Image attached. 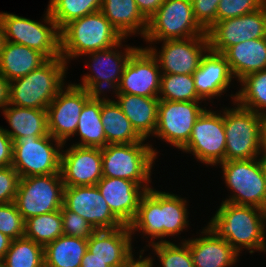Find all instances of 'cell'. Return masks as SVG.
Listing matches in <instances>:
<instances>
[{
	"label": "cell",
	"instance_id": "6da1fadb",
	"mask_svg": "<svg viewBox=\"0 0 266 267\" xmlns=\"http://www.w3.org/2000/svg\"><path fill=\"white\" fill-rule=\"evenodd\" d=\"M156 189L151 187L142 195L137 215L129 225L133 239L140 234L143 242L148 240L138 252L154 243L171 242L191 227L187 197Z\"/></svg>",
	"mask_w": 266,
	"mask_h": 267
},
{
	"label": "cell",
	"instance_id": "7a4b0ae2",
	"mask_svg": "<svg viewBox=\"0 0 266 267\" xmlns=\"http://www.w3.org/2000/svg\"><path fill=\"white\" fill-rule=\"evenodd\" d=\"M206 224L240 255L266 252V210L222 201ZM245 250V252H243Z\"/></svg>",
	"mask_w": 266,
	"mask_h": 267
},
{
	"label": "cell",
	"instance_id": "3957f363",
	"mask_svg": "<svg viewBox=\"0 0 266 267\" xmlns=\"http://www.w3.org/2000/svg\"><path fill=\"white\" fill-rule=\"evenodd\" d=\"M68 67L62 57L48 59L38 69L9 82V104L47 110L56 95L68 84Z\"/></svg>",
	"mask_w": 266,
	"mask_h": 267
},
{
	"label": "cell",
	"instance_id": "277c9868",
	"mask_svg": "<svg viewBox=\"0 0 266 267\" xmlns=\"http://www.w3.org/2000/svg\"><path fill=\"white\" fill-rule=\"evenodd\" d=\"M61 57L69 65L83 55L120 43L124 37L101 11L70 21L60 30Z\"/></svg>",
	"mask_w": 266,
	"mask_h": 267
},
{
	"label": "cell",
	"instance_id": "5b68a950",
	"mask_svg": "<svg viewBox=\"0 0 266 267\" xmlns=\"http://www.w3.org/2000/svg\"><path fill=\"white\" fill-rule=\"evenodd\" d=\"M101 153L103 177L127 179L141 185L146 191L153 187L150 185L153 184L151 177L160 151L149 140L108 144L101 148Z\"/></svg>",
	"mask_w": 266,
	"mask_h": 267
},
{
	"label": "cell",
	"instance_id": "8992f818",
	"mask_svg": "<svg viewBox=\"0 0 266 267\" xmlns=\"http://www.w3.org/2000/svg\"><path fill=\"white\" fill-rule=\"evenodd\" d=\"M44 12L42 23L14 13L0 12L5 41L37 50L47 59L61 57L60 29L48 8Z\"/></svg>",
	"mask_w": 266,
	"mask_h": 267
},
{
	"label": "cell",
	"instance_id": "52a82bcc",
	"mask_svg": "<svg viewBox=\"0 0 266 267\" xmlns=\"http://www.w3.org/2000/svg\"><path fill=\"white\" fill-rule=\"evenodd\" d=\"M223 107L226 135L225 161L259 158L261 149V115L240 106Z\"/></svg>",
	"mask_w": 266,
	"mask_h": 267
},
{
	"label": "cell",
	"instance_id": "ba28073f",
	"mask_svg": "<svg viewBox=\"0 0 266 267\" xmlns=\"http://www.w3.org/2000/svg\"><path fill=\"white\" fill-rule=\"evenodd\" d=\"M127 39L124 38L120 43L110 48L83 55L85 67L90 71L84 73L83 76L81 75V83L74 84L86 89L93 95L114 93L120 83L129 57L139 47L124 43Z\"/></svg>",
	"mask_w": 266,
	"mask_h": 267
},
{
	"label": "cell",
	"instance_id": "9c48e42d",
	"mask_svg": "<svg viewBox=\"0 0 266 267\" xmlns=\"http://www.w3.org/2000/svg\"><path fill=\"white\" fill-rule=\"evenodd\" d=\"M218 166L230 191L222 201L266 210V184L259 158L224 161Z\"/></svg>",
	"mask_w": 266,
	"mask_h": 267
},
{
	"label": "cell",
	"instance_id": "30bf717a",
	"mask_svg": "<svg viewBox=\"0 0 266 267\" xmlns=\"http://www.w3.org/2000/svg\"><path fill=\"white\" fill-rule=\"evenodd\" d=\"M62 147L50 134L18 137L13 142L11 166L20 178L60 173Z\"/></svg>",
	"mask_w": 266,
	"mask_h": 267
},
{
	"label": "cell",
	"instance_id": "8fae6325",
	"mask_svg": "<svg viewBox=\"0 0 266 267\" xmlns=\"http://www.w3.org/2000/svg\"><path fill=\"white\" fill-rule=\"evenodd\" d=\"M221 110L206 107L194 123L188 143L180 150L206 167L225 161L226 135ZM217 110V111H216Z\"/></svg>",
	"mask_w": 266,
	"mask_h": 267
},
{
	"label": "cell",
	"instance_id": "7c38bea8",
	"mask_svg": "<svg viewBox=\"0 0 266 267\" xmlns=\"http://www.w3.org/2000/svg\"><path fill=\"white\" fill-rule=\"evenodd\" d=\"M205 34L195 19L191 0H165L148 19L143 41L187 39Z\"/></svg>",
	"mask_w": 266,
	"mask_h": 267
},
{
	"label": "cell",
	"instance_id": "4fadbf2b",
	"mask_svg": "<svg viewBox=\"0 0 266 267\" xmlns=\"http://www.w3.org/2000/svg\"><path fill=\"white\" fill-rule=\"evenodd\" d=\"M65 185L61 173L20 178L14 203L24 220L61 210Z\"/></svg>",
	"mask_w": 266,
	"mask_h": 267
},
{
	"label": "cell",
	"instance_id": "5bb4252c",
	"mask_svg": "<svg viewBox=\"0 0 266 267\" xmlns=\"http://www.w3.org/2000/svg\"><path fill=\"white\" fill-rule=\"evenodd\" d=\"M203 102L160 100L153 137L181 150L189 141L195 121L208 106Z\"/></svg>",
	"mask_w": 266,
	"mask_h": 267
},
{
	"label": "cell",
	"instance_id": "9a60e30c",
	"mask_svg": "<svg viewBox=\"0 0 266 267\" xmlns=\"http://www.w3.org/2000/svg\"><path fill=\"white\" fill-rule=\"evenodd\" d=\"M144 42L148 45L144 47L156 58L162 74L193 75L210 49L207 34L187 39ZM157 43L162 44L160 48L156 47Z\"/></svg>",
	"mask_w": 266,
	"mask_h": 267
},
{
	"label": "cell",
	"instance_id": "2e32d148",
	"mask_svg": "<svg viewBox=\"0 0 266 267\" xmlns=\"http://www.w3.org/2000/svg\"><path fill=\"white\" fill-rule=\"evenodd\" d=\"M92 96L70 81L47 107L49 134L63 144L68 143L75 134L82 108Z\"/></svg>",
	"mask_w": 266,
	"mask_h": 267
},
{
	"label": "cell",
	"instance_id": "e0dca14e",
	"mask_svg": "<svg viewBox=\"0 0 266 267\" xmlns=\"http://www.w3.org/2000/svg\"><path fill=\"white\" fill-rule=\"evenodd\" d=\"M207 35L210 50L221 54L245 40L266 37V3L252 13L217 21Z\"/></svg>",
	"mask_w": 266,
	"mask_h": 267
},
{
	"label": "cell",
	"instance_id": "ac0fdd59",
	"mask_svg": "<svg viewBox=\"0 0 266 267\" xmlns=\"http://www.w3.org/2000/svg\"><path fill=\"white\" fill-rule=\"evenodd\" d=\"M162 72L150 51L139 46L129 57L114 93L158 97Z\"/></svg>",
	"mask_w": 266,
	"mask_h": 267
},
{
	"label": "cell",
	"instance_id": "d6986e66",
	"mask_svg": "<svg viewBox=\"0 0 266 267\" xmlns=\"http://www.w3.org/2000/svg\"><path fill=\"white\" fill-rule=\"evenodd\" d=\"M63 205L96 230H113L124 225L112 213L96 185L65 187Z\"/></svg>",
	"mask_w": 266,
	"mask_h": 267
},
{
	"label": "cell",
	"instance_id": "ffe728a7",
	"mask_svg": "<svg viewBox=\"0 0 266 267\" xmlns=\"http://www.w3.org/2000/svg\"><path fill=\"white\" fill-rule=\"evenodd\" d=\"M193 79L197 94L204 101V104L207 101V105L214 103L217 106L213 99L216 98L220 101L225 93L232 102L236 99L237 91L231 92V95L227 94L231 86L234 89L233 84L236 80L227 59L221 53L209 49L202 57L199 68L193 73Z\"/></svg>",
	"mask_w": 266,
	"mask_h": 267
},
{
	"label": "cell",
	"instance_id": "44dd1931",
	"mask_svg": "<svg viewBox=\"0 0 266 267\" xmlns=\"http://www.w3.org/2000/svg\"><path fill=\"white\" fill-rule=\"evenodd\" d=\"M60 173L65 187L96 185L103 177L101 148L64 143Z\"/></svg>",
	"mask_w": 266,
	"mask_h": 267
},
{
	"label": "cell",
	"instance_id": "7402d4cb",
	"mask_svg": "<svg viewBox=\"0 0 266 267\" xmlns=\"http://www.w3.org/2000/svg\"><path fill=\"white\" fill-rule=\"evenodd\" d=\"M134 241L127 225L113 230H96L87 239V250L110 267H125L140 254L133 248Z\"/></svg>",
	"mask_w": 266,
	"mask_h": 267
},
{
	"label": "cell",
	"instance_id": "603a6c76",
	"mask_svg": "<svg viewBox=\"0 0 266 267\" xmlns=\"http://www.w3.org/2000/svg\"><path fill=\"white\" fill-rule=\"evenodd\" d=\"M198 231L196 232L197 237L184 238L182 236V238L180 236L178 238V241L185 242L189 246L194 267H234L238 265L236 263L241 261L240 256L242 255H239L225 239L219 238L207 226Z\"/></svg>",
	"mask_w": 266,
	"mask_h": 267
},
{
	"label": "cell",
	"instance_id": "cb8c5ba5",
	"mask_svg": "<svg viewBox=\"0 0 266 267\" xmlns=\"http://www.w3.org/2000/svg\"><path fill=\"white\" fill-rule=\"evenodd\" d=\"M112 213L129 226L135 219L140 199L146 190L133 181L102 177L96 184Z\"/></svg>",
	"mask_w": 266,
	"mask_h": 267
},
{
	"label": "cell",
	"instance_id": "d4e9b609",
	"mask_svg": "<svg viewBox=\"0 0 266 267\" xmlns=\"http://www.w3.org/2000/svg\"><path fill=\"white\" fill-rule=\"evenodd\" d=\"M113 95V96H112ZM115 101L131 121L136 132L145 140L151 138L155 133L158 116V97H142L139 95L112 93Z\"/></svg>",
	"mask_w": 266,
	"mask_h": 267
},
{
	"label": "cell",
	"instance_id": "484cf974",
	"mask_svg": "<svg viewBox=\"0 0 266 267\" xmlns=\"http://www.w3.org/2000/svg\"><path fill=\"white\" fill-rule=\"evenodd\" d=\"M223 55L238 83L248 74L266 69V37L235 44Z\"/></svg>",
	"mask_w": 266,
	"mask_h": 267
},
{
	"label": "cell",
	"instance_id": "4316f807",
	"mask_svg": "<svg viewBox=\"0 0 266 267\" xmlns=\"http://www.w3.org/2000/svg\"><path fill=\"white\" fill-rule=\"evenodd\" d=\"M100 11L124 38L145 36L148 20L135 0H102Z\"/></svg>",
	"mask_w": 266,
	"mask_h": 267
},
{
	"label": "cell",
	"instance_id": "83f0119b",
	"mask_svg": "<svg viewBox=\"0 0 266 267\" xmlns=\"http://www.w3.org/2000/svg\"><path fill=\"white\" fill-rule=\"evenodd\" d=\"M0 112L9 126L8 129L1 127L13 142L18 137L49 134L47 110L8 104Z\"/></svg>",
	"mask_w": 266,
	"mask_h": 267
},
{
	"label": "cell",
	"instance_id": "f1b7e54d",
	"mask_svg": "<svg viewBox=\"0 0 266 267\" xmlns=\"http://www.w3.org/2000/svg\"><path fill=\"white\" fill-rule=\"evenodd\" d=\"M47 60L37 50L6 41L0 54V73L11 82L38 69Z\"/></svg>",
	"mask_w": 266,
	"mask_h": 267
},
{
	"label": "cell",
	"instance_id": "f546056e",
	"mask_svg": "<svg viewBox=\"0 0 266 267\" xmlns=\"http://www.w3.org/2000/svg\"><path fill=\"white\" fill-rule=\"evenodd\" d=\"M102 95L101 122L104 125L108 144H132L144 139L136 132L131 121L123 113L117 102Z\"/></svg>",
	"mask_w": 266,
	"mask_h": 267
},
{
	"label": "cell",
	"instance_id": "4dcf8cb0",
	"mask_svg": "<svg viewBox=\"0 0 266 267\" xmlns=\"http://www.w3.org/2000/svg\"><path fill=\"white\" fill-rule=\"evenodd\" d=\"M102 95H93L82 108L75 134L77 142L69 143L80 147L103 148L108 145L104 125L101 122Z\"/></svg>",
	"mask_w": 266,
	"mask_h": 267
},
{
	"label": "cell",
	"instance_id": "1f68e13d",
	"mask_svg": "<svg viewBox=\"0 0 266 267\" xmlns=\"http://www.w3.org/2000/svg\"><path fill=\"white\" fill-rule=\"evenodd\" d=\"M87 239L61 235L44 246V267H80Z\"/></svg>",
	"mask_w": 266,
	"mask_h": 267
},
{
	"label": "cell",
	"instance_id": "d6a6232c",
	"mask_svg": "<svg viewBox=\"0 0 266 267\" xmlns=\"http://www.w3.org/2000/svg\"><path fill=\"white\" fill-rule=\"evenodd\" d=\"M235 101L259 115L266 113V69L248 74L239 82ZM239 88V89H238Z\"/></svg>",
	"mask_w": 266,
	"mask_h": 267
},
{
	"label": "cell",
	"instance_id": "836d02e7",
	"mask_svg": "<svg viewBox=\"0 0 266 267\" xmlns=\"http://www.w3.org/2000/svg\"><path fill=\"white\" fill-rule=\"evenodd\" d=\"M149 249L152 250L151 254L153 255L148 253V256L144 255V257L151 267H156L157 264V267H194L189 246L185 242H158L146 246L141 253L149 251ZM156 257L158 262L154 263Z\"/></svg>",
	"mask_w": 266,
	"mask_h": 267
},
{
	"label": "cell",
	"instance_id": "e575fe53",
	"mask_svg": "<svg viewBox=\"0 0 266 267\" xmlns=\"http://www.w3.org/2000/svg\"><path fill=\"white\" fill-rule=\"evenodd\" d=\"M63 235L61 210L25 220L24 237L45 246Z\"/></svg>",
	"mask_w": 266,
	"mask_h": 267
},
{
	"label": "cell",
	"instance_id": "d590c367",
	"mask_svg": "<svg viewBox=\"0 0 266 267\" xmlns=\"http://www.w3.org/2000/svg\"><path fill=\"white\" fill-rule=\"evenodd\" d=\"M2 262L5 267H44V246L26 237L17 238Z\"/></svg>",
	"mask_w": 266,
	"mask_h": 267
},
{
	"label": "cell",
	"instance_id": "8d00e7d4",
	"mask_svg": "<svg viewBox=\"0 0 266 267\" xmlns=\"http://www.w3.org/2000/svg\"><path fill=\"white\" fill-rule=\"evenodd\" d=\"M102 0H49L51 18L61 30L70 21L100 11Z\"/></svg>",
	"mask_w": 266,
	"mask_h": 267
},
{
	"label": "cell",
	"instance_id": "74e56055",
	"mask_svg": "<svg viewBox=\"0 0 266 267\" xmlns=\"http://www.w3.org/2000/svg\"><path fill=\"white\" fill-rule=\"evenodd\" d=\"M158 98L167 101H203L197 94L191 74H162Z\"/></svg>",
	"mask_w": 266,
	"mask_h": 267
},
{
	"label": "cell",
	"instance_id": "f35d334b",
	"mask_svg": "<svg viewBox=\"0 0 266 267\" xmlns=\"http://www.w3.org/2000/svg\"><path fill=\"white\" fill-rule=\"evenodd\" d=\"M25 220L14 202L0 204V232L12 240L24 237Z\"/></svg>",
	"mask_w": 266,
	"mask_h": 267
},
{
	"label": "cell",
	"instance_id": "ab89813d",
	"mask_svg": "<svg viewBox=\"0 0 266 267\" xmlns=\"http://www.w3.org/2000/svg\"><path fill=\"white\" fill-rule=\"evenodd\" d=\"M265 3L266 0H220L216 22L252 13L260 9Z\"/></svg>",
	"mask_w": 266,
	"mask_h": 267
},
{
	"label": "cell",
	"instance_id": "60d3db41",
	"mask_svg": "<svg viewBox=\"0 0 266 267\" xmlns=\"http://www.w3.org/2000/svg\"><path fill=\"white\" fill-rule=\"evenodd\" d=\"M61 217L63 235L88 239L96 231L93 225L64 205L61 208Z\"/></svg>",
	"mask_w": 266,
	"mask_h": 267
},
{
	"label": "cell",
	"instance_id": "b9f144b4",
	"mask_svg": "<svg viewBox=\"0 0 266 267\" xmlns=\"http://www.w3.org/2000/svg\"><path fill=\"white\" fill-rule=\"evenodd\" d=\"M191 2L195 19L207 32L216 23L220 0H191Z\"/></svg>",
	"mask_w": 266,
	"mask_h": 267
},
{
	"label": "cell",
	"instance_id": "7bdbcfd3",
	"mask_svg": "<svg viewBox=\"0 0 266 267\" xmlns=\"http://www.w3.org/2000/svg\"><path fill=\"white\" fill-rule=\"evenodd\" d=\"M20 177L12 167L0 168V204L14 202Z\"/></svg>",
	"mask_w": 266,
	"mask_h": 267
},
{
	"label": "cell",
	"instance_id": "ee69618b",
	"mask_svg": "<svg viewBox=\"0 0 266 267\" xmlns=\"http://www.w3.org/2000/svg\"><path fill=\"white\" fill-rule=\"evenodd\" d=\"M13 141L0 126V168L12 165Z\"/></svg>",
	"mask_w": 266,
	"mask_h": 267
},
{
	"label": "cell",
	"instance_id": "f6af8a7d",
	"mask_svg": "<svg viewBox=\"0 0 266 267\" xmlns=\"http://www.w3.org/2000/svg\"><path fill=\"white\" fill-rule=\"evenodd\" d=\"M165 0H135L139 11L148 20L154 15Z\"/></svg>",
	"mask_w": 266,
	"mask_h": 267
},
{
	"label": "cell",
	"instance_id": "bcb514c9",
	"mask_svg": "<svg viewBox=\"0 0 266 267\" xmlns=\"http://www.w3.org/2000/svg\"><path fill=\"white\" fill-rule=\"evenodd\" d=\"M9 104V81L0 73V110Z\"/></svg>",
	"mask_w": 266,
	"mask_h": 267
},
{
	"label": "cell",
	"instance_id": "7dc6e473",
	"mask_svg": "<svg viewBox=\"0 0 266 267\" xmlns=\"http://www.w3.org/2000/svg\"><path fill=\"white\" fill-rule=\"evenodd\" d=\"M80 267H110V266L106 264V262L94 257V254H92L87 250L82 258Z\"/></svg>",
	"mask_w": 266,
	"mask_h": 267
},
{
	"label": "cell",
	"instance_id": "c3c4849f",
	"mask_svg": "<svg viewBox=\"0 0 266 267\" xmlns=\"http://www.w3.org/2000/svg\"><path fill=\"white\" fill-rule=\"evenodd\" d=\"M12 239L0 232V261L3 260L5 254L10 248Z\"/></svg>",
	"mask_w": 266,
	"mask_h": 267
},
{
	"label": "cell",
	"instance_id": "681fc988",
	"mask_svg": "<svg viewBox=\"0 0 266 267\" xmlns=\"http://www.w3.org/2000/svg\"><path fill=\"white\" fill-rule=\"evenodd\" d=\"M139 257V258H138ZM135 259H133L127 266L125 267H148V261L144 257V253L138 255Z\"/></svg>",
	"mask_w": 266,
	"mask_h": 267
},
{
	"label": "cell",
	"instance_id": "f907efd6",
	"mask_svg": "<svg viewBox=\"0 0 266 267\" xmlns=\"http://www.w3.org/2000/svg\"><path fill=\"white\" fill-rule=\"evenodd\" d=\"M261 149L266 152V113L261 115Z\"/></svg>",
	"mask_w": 266,
	"mask_h": 267
},
{
	"label": "cell",
	"instance_id": "816d5d0a",
	"mask_svg": "<svg viewBox=\"0 0 266 267\" xmlns=\"http://www.w3.org/2000/svg\"><path fill=\"white\" fill-rule=\"evenodd\" d=\"M259 160L261 162V167H262V171H263V175H264V179H265V184H266V152H262Z\"/></svg>",
	"mask_w": 266,
	"mask_h": 267
},
{
	"label": "cell",
	"instance_id": "f5cc1de1",
	"mask_svg": "<svg viewBox=\"0 0 266 267\" xmlns=\"http://www.w3.org/2000/svg\"><path fill=\"white\" fill-rule=\"evenodd\" d=\"M5 42L6 41H5L4 28H3L2 21L0 19V54H1V51L3 50V46Z\"/></svg>",
	"mask_w": 266,
	"mask_h": 267
},
{
	"label": "cell",
	"instance_id": "db71d44e",
	"mask_svg": "<svg viewBox=\"0 0 266 267\" xmlns=\"http://www.w3.org/2000/svg\"><path fill=\"white\" fill-rule=\"evenodd\" d=\"M0 267H5V265L2 261H0Z\"/></svg>",
	"mask_w": 266,
	"mask_h": 267
}]
</instances>
